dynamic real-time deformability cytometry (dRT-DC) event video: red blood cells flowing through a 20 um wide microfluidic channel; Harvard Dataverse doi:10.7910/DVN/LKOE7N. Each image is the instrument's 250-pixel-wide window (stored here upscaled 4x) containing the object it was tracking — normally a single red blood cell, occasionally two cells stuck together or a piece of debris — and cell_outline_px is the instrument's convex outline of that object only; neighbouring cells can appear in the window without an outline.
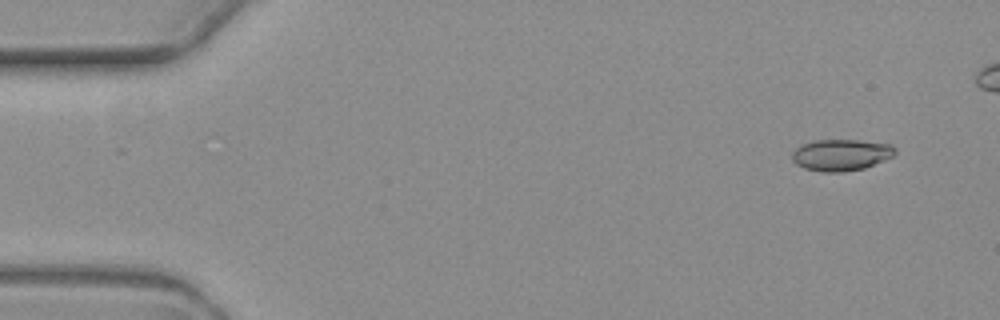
{"species": "common noctule bat (a hibernating species)", "species_latin": "Nyctalus noctula", "temperature_condition": "warm", "stored_images_in_passage": 6, "camera_frame_rate_fps": 3000, "um_per_image_px": 0.085, "animal": {"sex": "female", "body_mass_g": 19.3, "forearm_length_mm": 54.1}, "frame": {"image": 1, "passage_image": 2, "time_ms": 1.0, "image_size_px": [1000, 320], "cell_outline_px": [[896, 152], [892, 156], [884, 160], [864, 168], [840, 172], [824, 172], [804, 168], [796, 164], [792, 160], [792, 152], [796, 148], [804, 144], [816, 140], [856, 140], [892, 144], [896, 148]], "centroid_in_image_um": [71.49, 13.16], "position_along_channel_um": 13.5, "area_um2": 18.79}}